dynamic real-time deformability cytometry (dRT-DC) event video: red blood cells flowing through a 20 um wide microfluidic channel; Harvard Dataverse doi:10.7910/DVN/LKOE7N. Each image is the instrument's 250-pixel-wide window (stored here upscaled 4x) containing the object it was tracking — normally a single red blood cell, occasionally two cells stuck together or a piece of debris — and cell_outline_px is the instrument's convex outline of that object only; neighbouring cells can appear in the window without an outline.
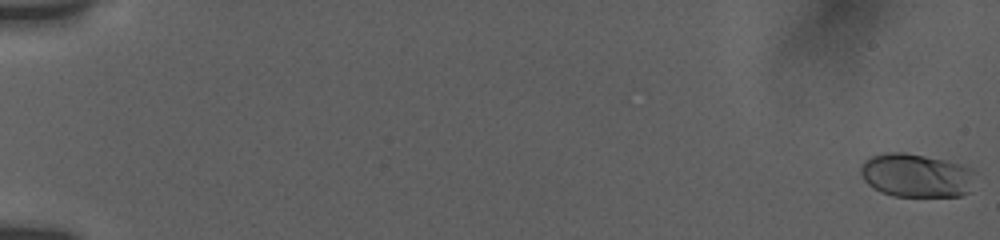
{"species": "human", "species_latin": "Homo sapiens", "temperature_condition": "room temperature", "stored_images_in_passage": 21, "camera_frame_rate_fps": 3000, "um_per_image_px": 0.085, "donor": {"sex": "female"}, "frame": {"image": 1, "passage_image": 1, "time_ms": 0.0, "image_size_px": [1000, 240], "cell_outline_px": [[976, 172], [968, 192], [960, 196], [896, 196], [880, 192], [872, 188], [864, 180], [860, 172], [860, 168], [864, 160], [872, 156], [888, 152], [904, 152], [948, 160], [968, 164]], "centroid_in_image_um": [77.91, 14.89], "position_along_channel_um": 7.1, "area_um2": 29.54}}
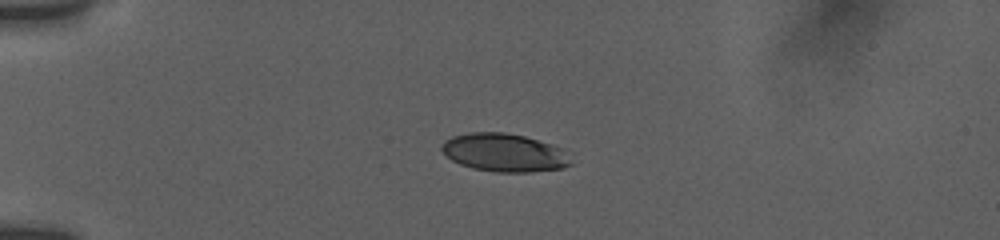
{"frame": {"image": 2, "passage_image": 18, "time_ms": 5.0, "image_size_px": [1000, 240], "cell_outline_px": [[572, 164], [564, 168], [532, 172], [496, 172], [472, 168], [460, 164], [452, 160], [440, 148], [444, 140], [452, 136], [468, 132], [504, 132], [524, 136], [568, 148], [572, 152]], "centroid_in_image_um": [42.97, 12.97], "position_along_channel_um": 42.0, "area_um2": 29.42}}
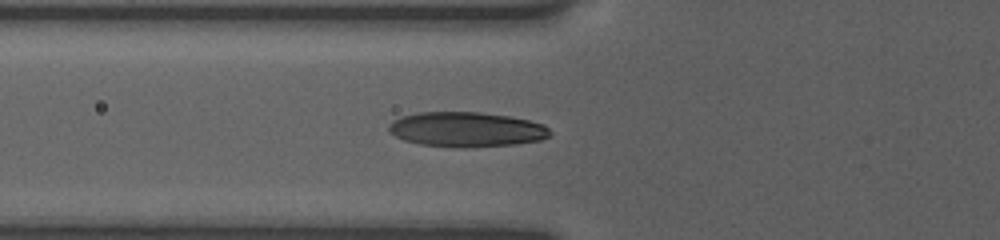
{"frame": {"image": 3, "passage_image": 21, "time_ms": 7.333, "image_size_px": [1000, 240], "cell_outline_px": [[552, 132], [548, 136], [540, 140], [516, 144], [468, 148], [460, 148], [420, 144], [404, 140], [388, 132], [388, 124], [400, 116], [420, 112], [480, 112], [508, 116], [528, 120], [540, 124], [548, 128]], "centroid_in_image_um": [39.61, 11.01], "position_along_channel_um": 86.2, "area_um2": 32.83}}